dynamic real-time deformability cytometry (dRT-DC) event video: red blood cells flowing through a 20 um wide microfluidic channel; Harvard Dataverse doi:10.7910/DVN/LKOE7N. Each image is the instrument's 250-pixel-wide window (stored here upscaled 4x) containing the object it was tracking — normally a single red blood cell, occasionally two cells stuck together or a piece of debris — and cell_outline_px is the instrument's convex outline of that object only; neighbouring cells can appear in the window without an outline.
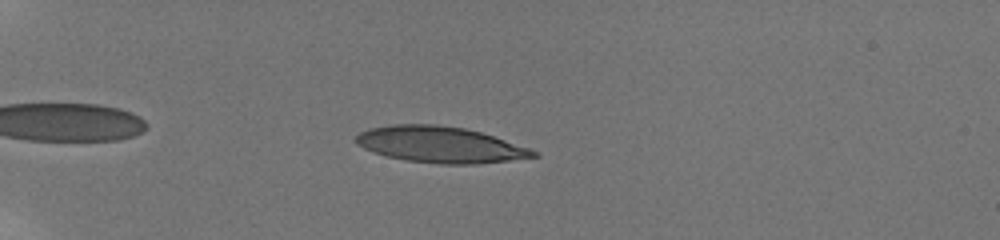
{"species": "human", "species_latin": "Homo sapiens", "temperature_condition": "room temperature", "stored_images_in_passage": 47, "camera_frame_rate_fps": 3000, "um_per_image_px": 0.085, "donor": {"sex": "male"}, "frame": {"image": 1, "passage_image": 8, "time_ms": 2.333, "image_size_px": [1000, 240], "cell_outline_px": [[540, 156], [476, 164], [440, 164], [408, 160], [388, 156], [372, 152], [356, 144], [352, 140], [360, 132], [368, 128], [392, 124], [436, 124], [464, 128], [480, 132], [540, 152]], "centroid_in_image_um": [37.36, 12.28], "position_along_channel_um": 47.6, "area_um2": 37.22}}
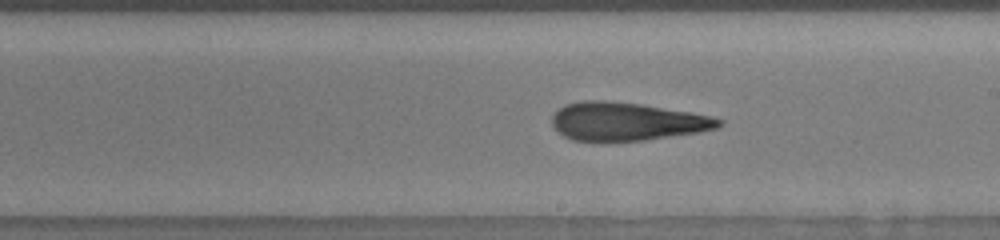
{"frame": {"image": 2, "passage_image": 27, "time_ms": 8.667, "image_size_px": [1000, 240], "cell_outline_px": [[724, 124], [716, 128], [700, 132], [644, 140], [572, 140], [564, 136], [552, 128], [552, 116], [564, 104], [580, 100], [604, 100], [640, 104], [712, 116], [724, 120]], "centroid_in_image_um": [53.26, 10.31], "position_along_channel_um": 235.7, "area_um2": 36.93}}
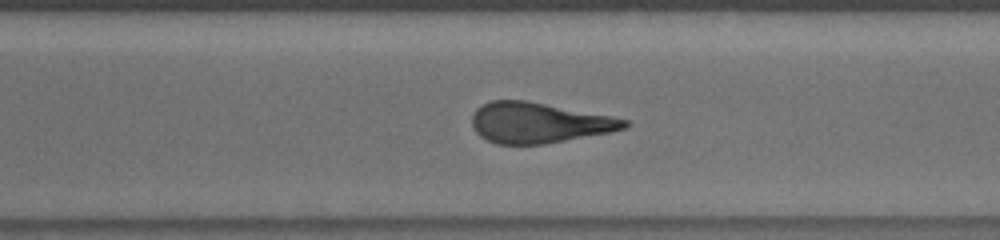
{"frame": {"image": 3, "passage_image": 34, "time_ms": 11.0, "image_size_px": [1000, 240], "cell_outline_px": [[628, 124], [624, 128], [612, 132], [544, 144], [496, 144], [480, 136], [472, 128], [472, 112], [476, 108], [492, 100], [524, 100], [612, 116], [628, 120]], "centroid_in_image_um": [45.76, 10.44], "position_along_channel_um": 324.8, "area_um2": 35.84}, "authors_computed_cell_mechanics": {"area_um2": 36.992, "velocity_mm_per_s": 3.8345, "shape_relaxation_time_tau1_ms": 7.9054, "shape_relaxation_time_tau2_ms": 2.2794, "deformation_change_tau1": 0.2671, "deformation_change_tau2": 0.1352}}